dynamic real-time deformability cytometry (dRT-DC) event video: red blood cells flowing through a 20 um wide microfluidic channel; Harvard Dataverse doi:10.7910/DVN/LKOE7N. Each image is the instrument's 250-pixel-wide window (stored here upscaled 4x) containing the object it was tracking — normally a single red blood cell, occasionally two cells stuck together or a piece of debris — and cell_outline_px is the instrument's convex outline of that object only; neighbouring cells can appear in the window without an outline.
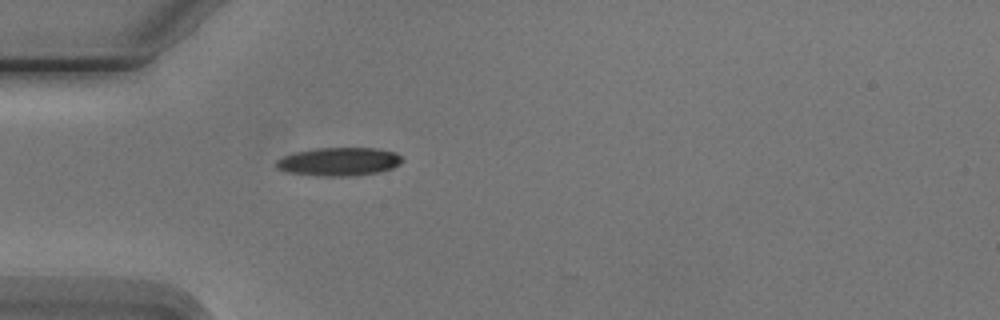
{"species": "Egyptian fruit bat (a non-hibernating species)", "species_latin": "Rousettus aegyptiacus", "temperature_condition": "cold", "stored_images_in_passage": 6, "camera_frame_rate_fps": 3000, "um_per_image_px": 0.085, "animal": {"sex": "male"}, "frame": {"image": 1, "passage_image": 6, "time_ms": 6.667, "image_size_px": [1000, 320], "cell_outline_px": [[404, 160], [400, 164], [392, 168], [380, 172], [352, 176], [320, 176], [288, 172], [276, 168], [276, 160], [284, 156], [296, 152], [316, 148], [376, 148], [396, 152]], "centroid_in_image_um": [28.84, 13.74], "position_along_channel_um": 56.2, "area_um2": 20.87}}